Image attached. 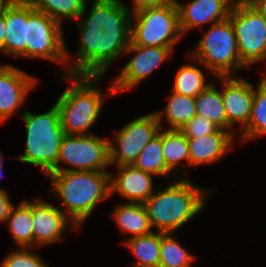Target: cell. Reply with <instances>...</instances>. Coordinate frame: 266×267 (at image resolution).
<instances>
[{
	"instance_id": "obj_1",
	"label": "cell",
	"mask_w": 266,
	"mask_h": 267,
	"mask_svg": "<svg viewBox=\"0 0 266 267\" xmlns=\"http://www.w3.org/2000/svg\"><path fill=\"white\" fill-rule=\"evenodd\" d=\"M132 10L120 0L94 1L88 17L78 24L80 46L66 75L103 76L131 42Z\"/></svg>"
},
{
	"instance_id": "obj_2",
	"label": "cell",
	"mask_w": 266,
	"mask_h": 267,
	"mask_svg": "<svg viewBox=\"0 0 266 267\" xmlns=\"http://www.w3.org/2000/svg\"><path fill=\"white\" fill-rule=\"evenodd\" d=\"M110 174L106 171L51 172L47 176L57 199L65 208L61 210L79 229L97 204L110 197Z\"/></svg>"
},
{
	"instance_id": "obj_3",
	"label": "cell",
	"mask_w": 266,
	"mask_h": 267,
	"mask_svg": "<svg viewBox=\"0 0 266 267\" xmlns=\"http://www.w3.org/2000/svg\"><path fill=\"white\" fill-rule=\"evenodd\" d=\"M209 190L197 187L188 179H178L163 190L156 188L154 194L143 204L150 224L156 232L174 233L190 221L205 206V196Z\"/></svg>"
},
{
	"instance_id": "obj_4",
	"label": "cell",
	"mask_w": 266,
	"mask_h": 267,
	"mask_svg": "<svg viewBox=\"0 0 266 267\" xmlns=\"http://www.w3.org/2000/svg\"><path fill=\"white\" fill-rule=\"evenodd\" d=\"M64 79L73 81V85L64 90L55 103L60 124L66 135H88L105 101L97 86L101 76L65 75Z\"/></svg>"
},
{
	"instance_id": "obj_5",
	"label": "cell",
	"mask_w": 266,
	"mask_h": 267,
	"mask_svg": "<svg viewBox=\"0 0 266 267\" xmlns=\"http://www.w3.org/2000/svg\"><path fill=\"white\" fill-rule=\"evenodd\" d=\"M26 129V149L20 162L39 166L48 175L57 167L60 144L65 131L60 124L59 111L54 104L46 113L22 114Z\"/></svg>"
},
{
	"instance_id": "obj_6",
	"label": "cell",
	"mask_w": 266,
	"mask_h": 267,
	"mask_svg": "<svg viewBox=\"0 0 266 267\" xmlns=\"http://www.w3.org/2000/svg\"><path fill=\"white\" fill-rule=\"evenodd\" d=\"M175 2L132 10L131 42L135 45L174 48L183 36Z\"/></svg>"
},
{
	"instance_id": "obj_7",
	"label": "cell",
	"mask_w": 266,
	"mask_h": 267,
	"mask_svg": "<svg viewBox=\"0 0 266 267\" xmlns=\"http://www.w3.org/2000/svg\"><path fill=\"white\" fill-rule=\"evenodd\" d=\"M189 58L206 66L214 75L230 74L246 65L241 61L237 48V39L230 19L212 24L198 40L197 47Z\"/></svg>"
},
{
	"instance_id": "obj_8",
	"label": "cell",
	"mask_w": 266,
	"mask_h": 267,
	"mask_svg": "<svg viewBox=\"0 0 266 267\" xmlns=\"http://www.w3.org/2000/svg\"><path fill=\"white\" fill-rule=\"evenodd\" d=\"M241 61L248 67L266 60V20L247 0H236L229 14Z\"/></svg>"
},
{
	"instance_id": "obj_9",
	"label": "cell",
	"mask_w": 266,
	"mask_h": 267,
	"mask_svg": "<svg viewBox=\"0 0 266 267\" xmlns=\"http://www.w3.org/2000/svg\"><path fill=\"white\" fill-rule=\"evenodd\" d=\"M62 25L47 14L37 11L28 1L26 58L65 63L70 58Z\"/></svg>"
},
{
	"instance_id": "obj_10",
	"label": "cell",
	"mask_w": 266,
	"mask_h": 267,
	"mask_svg": "<svg viewBox=\"0 0 266 267\" xmlns=\"http://www.w3.org/2000/svg\"><path fill=\"white\" fill-rule=\"evenodd\" d=\"M96 135H65L59 149L57 167L52 172L105 171L110 165L109 142ZM72 167L64 168L60 163ZM60 165V166H59Z\"/></svg>"
},
{
	"instance_id": "obj_11",
	"label": "cell",
	"mask_w": 266,
	"mask_h": 267,
	"mask_svg": "<svg viewBox=\"0 0 266 267\" xmlns=\"http://www.w3.org/2000/svg\"><path fill=\"white\" fill-rule=\"evenodd\" d=\"M160 121L155 112L140 116L120 129L109 142V161L112 164L132 165L142 149L159 133Z\"/></svg>"
},
{
	"instance_id": "obj_12",
	"label": "cell",
	"mask_w": 266,
	"mask_h": 267,
	"mask_svg": "<svg viewBox=\"0 0 266 267\" xmlns=\"http://www.w3.org/2000/svg\"><path fill=\"white\" fill-rule=\"evenodd\" d=\"M173 50L170 47L141 46L130 42L125 52L128 54L135 52V55L124 65L115 81L112 82L109 94L121 93L137 86L168 57H171Z\"/></svg>"
},
{
	"instance_id": "obj_13",
	"label": "cell",
	"mask_w": 266,
	"mask_h": 267,
	"mask_svg": "<svg viewBox=\"0 0 266 267\" xmlns=\"http://www.w3.org/2000/svg\"><path fill=\"white\" fill-rule=\"evenodd\" d=\"M223 84L222 100L226 111V130L231 131L234 123H240L243 130L248 122L254 97V86L246 79L230 76H217ZM231 128V129H230Z\"/></svg>"
},
{
	"instance_id": "obj_14",
	"label": "cell",
	"mask_w": 266,
	"mask_h": 267,
	"mask_svg": "<svg viewBox=\"0 0 266 267\" xmlns=\"http://www.w3.org/2000/svg\"><path fill=\"white\" fill-rule=\"evenodd\" d=\"M32 211V225L34 234V246H43L62 240L66 231L67 222L77 227L71 219L58 206L47 203L42 199H34L33 202L24 200Z\"/></svg>"
},
{
	"instance_id": "obj_15",
	"label": "cell",
	"mask_w": 266,
	"mask_h": 267,
	"mask_svg": "<svg viewBox=\"0 0 266 267\" xmlns=\"http://www.w3.org/2000/svg\"><path fill=\"white\" fill-rule=\"evenodd\" d=\"M36 83V78L13 65L0 68V123L16 113Z\"/></svg>"
},
{
	"instance_id": "obj_16",
	"label": "cell",
	"mask_w": 266,
	"mask_h": 267,
	"mask_svg": "<svg viewBox=\"0 0 266 267\" xmlns=\"http://www.w3.org/2000/svg\"><path fill=\"white\" fill-rule=\"evenodd\" d=\"M236 0H192L187 5L175 1L178 9L179 27L185 32L205 23L215 24L229 18Z\"/></svg>"
},
{
	"instance_id": "obj_17",
	"label": "cell",
	"mask_w": 266,
	"mask_h": 267,
	"mask_svg": "<svg viewBox=\"0 0 266 267\" xmlns=\"http://www.w3.org/2000/svg\"><path fill=\"white\" fill-rule=\"evenodd\" d=\"M115 177L110 174V195L119 193L131 203H144L155 192L152 174L135 168L133 165L117 167Z\"/></svg>"
},
{
	"instance_id": "obj_18",
	"label": "cell",
	"mask_w": 266,
	"mask_h": 267,
	"mask_svg": "<svg viewBox=\"0 0 266 267\" xmlns=\"http://www.w3.org/2000/svg\"><path fill=\"white\" fill-rule=\"evenodd\" d=\"M234 132L218 129L215 133L196 139H188L189 166L212 164L221 160L234 144Z\"/></svg>"
},
{
	"instance_id": "obj_19",
	"label": "cell",
	"mask_w": 266,
	"mask_h": 267,
	"mask_svg": "<svg viewBox=\"0 0 266 267\" xmlns=\"http://www.w3.org/2000/svg\"><path fill=\"white\" fill-rule=\"evenodd\" d=\"M4 54L26 57L28 0H15L5 13Z\"/></svg>"
},
{
	"instance_id": "obj_20",
	"label": "cell",
	"mask_w": 266,
	"mask_h": 267,
	"mask_svg": "<svg viewBox=\"0 0 266 267\" xmlns=\"http://www.w3.org/2000/svg\"><path fill=\"white\" fill-rule=\"evenodd\" d=\"M114 220L123 233L131 234V238L143 236L152 232V226L142 203H131L118 205L112 212Z\"/></svg>"
},
{
	"instance_id": "obj_21",
	"label": "cell",
	"mask_w": 266,
	"mask_h": 267,
	"mask_svg": "<svg viewBox=\"0 0 266 267\" xmlns=\"http://www.w3.org/2000/svg\"><path fill=\"white\" fill-rule=\"evenodd\" d=\"M155 114L160 121L161 128V121L166 119L169 126L171 125L168 130H181L187 122L197 115L195 98L172 91L165 109L156 111Z\"/></svg>"
},
{
	"instance_id": "obj_22",
	"label": "cell",
	"mask_w": 266,
	"mask_h": 267,
	"mask_svg": "<svg viewBox=\"0 0 266 267\" xmlns=\"http://www.w3.org/2000/svg\"><path fill=\"white\" fill-rule=\"evenodd\" d=\"M18 247L34 246L31 208L23 201L17 207L13 205L5 220Z\"/></svg>"
},
{
	"instance_id": "obj_23",
	"label": "cell",
	"mask_w": 266,
	"mask_h": 267,
	"mask_svg": "<svg viewBox=\"0 0 266 267\" xmlns=\"http://www.w3.org/2000/svg\"><path fill=\"white\" fill-rule=\"evenodd\" d=\"M35 10L43 12L52 19L63 24V18L74 22V19H83L86 16L84 0H28Z\"/></svg>"
},
{
	"instance_id": "obj_24",
	"label": "cell",
	"mask_w": 266,
	"mask_h": 267,
	"mask_svg": "<svg viewBox=\"0 0 266 267\" xmlns=\"http://www.w3.org/2000/svg\"><path fill=\"white\" fill-rule=\"evenodd\" d=\"M124 244L137 258L133 267H159L161 232L127 238Z\"/></svg>"
},
{
	"instance_id": "obj_25",
	"label": "cell",
	"mask_w": 266,
	"mask_h": 267,
	"mask_svg": "<svg viewBox=\"0 0 266 267\" xmlns=\"http://www.w3.org/2000/svg\"><path fill=\"white\" fill-rule=\"evenodd\" d=\"M211 83L195 97L196 113L213 122L220 129L226 130V111L222 93Z\"/></svg>"
},
{
	"instance_id": "obj_26",
	"label": "cell",
	"mask_w": 266,
	"mask_h": 267,
	"mask_svg": "<svg viewBox=\"0 0 266 267\" xmlns=\"http://www.w3.org/2000/svg\"><path fill=\"white\" fill-rule=\"evenodd\" d=\"M263 74L257 89H254L249 122L240 136L244 141L266 134V73Z\"/></svg>"
},
{
	"instance_id": "obj_27",
	"label": "cell",
	"mask_w": 266,
	"mask_h": 267,
	"mask_svg": "<svg viewBox=\"0 0 266 267\" xmlns=\"http://www.w3.org/2000/svg\"><path fill=\"white\" fill-rule=\"evenodd\" d=\"M162 130L142 149L133 166L152 175L170 176L162 153Z\"/></svg>"
},
{
	"instance_id": "obj_28",
	"label": "cell",
	"mask_w": 266,
	"mask_h": 267,
	"mask_svg": "<svg viewBox=\"0 0 266 267\" xmlns=\"http://www.w3.org/2000/svg\"><path fill=\"white\" fill-rule=\"evenodd\" d=\"M162 153L167 168L172 171L180 161L189 164V145L188 139L180 130L162 131Z\"/></svg>"
},
{
	"instance_id": "obj_29",
	"label": "cell",
	"mask_w": 266,
	"mask_h": 267,
	"mask_svg": "<svg viewBox=\"0 0 266 267\" xmlns=\"http://www.w3.org/2000/svg\"><path fill=\"white\" fill-rule=\"evenodd\" d=\"M204 76L205 74H203L198 66L183 64L176 73L172 91L195 98L212 83H205Z\"/></svg>"
},
{
	"instance_id": "obj_30",
	"label": "cell",
	"mask_w": 266,
	"mask_h": 267,
	"mask_svg": "<svg viewBox=\"0 0 266 267\" xmlns=\"http://www.w3.org/2000/svg\"><path fill=\"white\" fill-rule=\"evenodd\" d=\"M172 234L161 232L159 267H190L194 256L183 248Z\"/></svg>"
},
{
	"instance_id": "obj_31",
	"label": "cell",
	"mask_w": 266,
	"mask_h": 267,
	"mask_svg": "<svg viewBox=\"0 0 266 267\" xmlns=\"http://www.w3.org/2000/svg\"><path fill=\"white\" fill-rule=\"evenodd\" d=\"M29 249V247H19L17 251L7 254L0 267H48L39 255Z\"/></svg>"
},
{
	"instance_id": "obj_32",
	"label": "cell",
	"mask_w": 266,
	"mask_h": 267,
	"mask_svg": "<svg viewBox=\"0 0 266 267\" xmlns=\"http://www.w3.org/2000/svg\"><path fill=\"white\" fill-rule=\"evenodd\" d=\"M219 127L208 119L196 115L180 130L187 139H196L215 133Z\"/></svg>"
},
{
	"instance_id": "obj_33",
	"label": "cell",
	"mask_w": 266,
	"mask_h": 267,
	"mask_svg": "<svg viewBox=\"0 0 266 267\" xmlns=\"http://www.w3.org/2000/svg\"><path fill=\"white\" fill-rule=\"evenodd\" d=\"M13 205L7 191L0 189V222H5Z\"/></svg>"
},
{
	"instance_id": "obj_34",
	"label": "cell",
	"mask_w": 266,
	"mask_h": 267,
	"mask_svg": "<svg viewBox=\"0 0 266 267\" xmlns=\"http://www.w3.org/2000/svg\"><path fill=\"white\" fill-rule=\"evenodd\" d=\"M176 0H134L133 1V8L131 10H134L136 8L147 6V5H161V4H167L175 2Z\"/></svg>"
},
{
	"instance_id": "obj_35",
	"label": "cell",
	"mask_w": 266,
	"mask_h": 267,
	"mask_svg": "<svg viewBox=\"0 0 266 267\" xmlns=\"http://www.w3.org/2000/svg\"><path fill=\"white\" fill-rule=\"evenodd\" d=\"M266 20V0H247Z\"/></svg>"
},
{
	"instance_id": "obj_36",
	"label": "cell",
	"mask_w": 266,
	"mask_h": 267,
	"mask_svg": "<svg viewBox=\"0 0 266 267\" xmlns=\"http://www.w3.org/2000/svg\"><path fill=\"white\" fill-rule=\"evenodd\" d=\"M5 15L0 17V52L4 53V39L6 36Z\"/></svg>"
},
{
	"instance_id": "obj_37",
	"label": "cell",
	"mask_w": 266,
	"mask_h": 267,
	"mask_svg": "<svg viewBox=\"0 0 266 267\" xmlns=\"http://www.w3.org/2000/svg\"><path fill=\"white\" fill-rule=\"evenodd\" d=\"M15 0H0V17L4 16L7 9L13 4Z\"/></svg>"
},
{
	"instance_id": "obj_38",
	"label": "cell",
	"mask_w": 266,
	"mask_h": 267,
	"mask_svg": "<svg viewBox=\"0 0 266 267\" xmlns=\"http://www.w3.org/2000/svg\"><path fill=\"white\" fill-rule=\"evenodd\" d=\"M3 159H4V156L2 155V153H0V177L3 176L2 174V168H3Z\"/></svg>"
},
{
	"instance_id": "obj_39",
	"label": "cell",
	"mask_w": 266,
	"mask_h": 267,
	"mask_svg": "<svg viewBox=\"0 0 266 267\" xmlns=\"http://www.w3.org/2000/svg\"><path fill=\"white\" fill-rule=\"evenodd\" d=\"M84 1L86 2L87 0H84ZM94 1H105V0H93V2H94Z\"/></svg>"
}]
</instances>
